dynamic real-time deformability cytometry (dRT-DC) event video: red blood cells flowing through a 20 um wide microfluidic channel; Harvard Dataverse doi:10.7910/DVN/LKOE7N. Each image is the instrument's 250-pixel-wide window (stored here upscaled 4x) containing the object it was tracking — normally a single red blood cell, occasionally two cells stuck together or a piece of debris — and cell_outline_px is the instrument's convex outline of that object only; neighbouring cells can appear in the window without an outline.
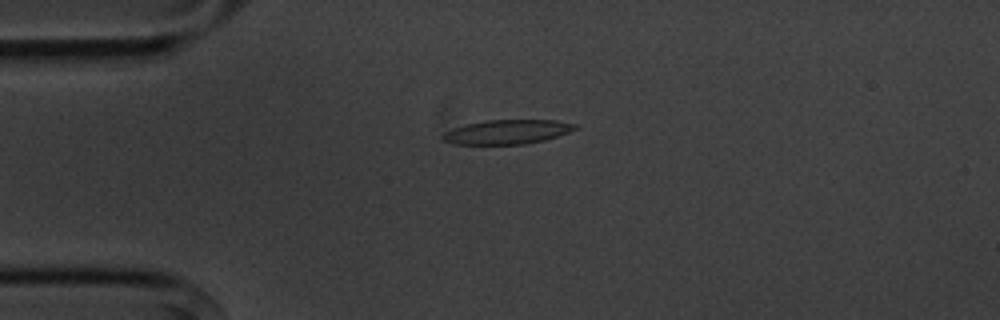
{"species": "common noctule bat (a hibernating species)", "species_latin": "Nyctalus noctula", "temperature_condition": "cold", "stored_images_in_passage": 11, "camera_frame_rate_fps": 3000, "um_per_image_px": 0.085, "animal": {"sex": "male", "body_mass_g": 20.1, "forearm_length_mm": 53.5}, "frame": {"image": 1, "passage_image": 2, "time_ms": 2.0, "image_size_px": [1000, 320], "cell_outline_px": [[580, 128], [544, 140], [524, 144], [452, 144], [440, 140], [440, 136], [444, 132], [452, 128], [468, 124], [488, 120], [556, 120], [576, 124]], "centroid_in_image_um": [43.07, 11.21], "position_along_channel_um": 41.9, "area_um2": 18.79}}
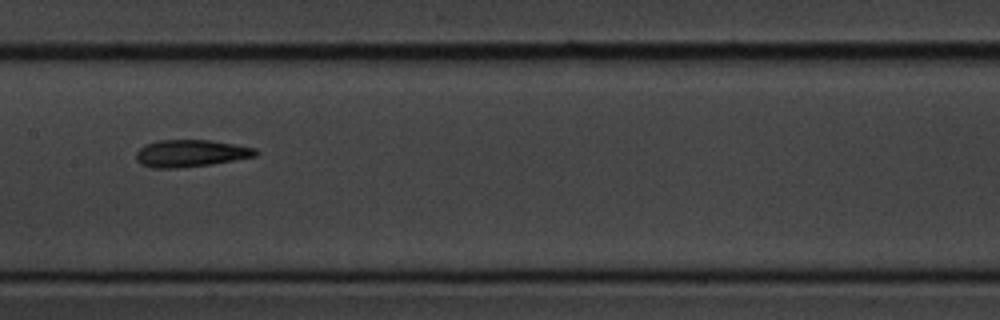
{"frame": {"image": 2, "passage_image": 6, "time_ms": 6.667, "image_size_px": [1000, 320], "cell_outline_px": [[260, 152], [256, 156], [208, 164], [180, 168], [152, 168], [140, 164], [136, 160], [136, 152], [144, 144], [160, 140], [208, 140], [256, 148]], "centroid_in_image_um": [16.16, 13.03], "position_along_channel_um": 191.2, "area_um2": 18.79}}
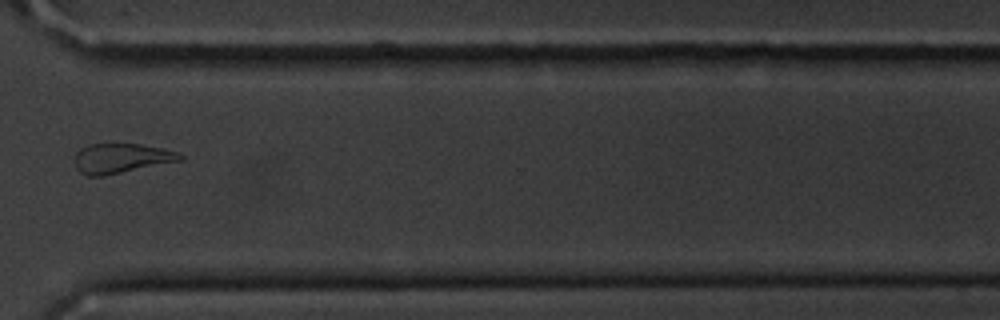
{"frame": {"image": 3, "passage_image": 10, "time_ms": 11.333, "image_size_px": [1000, 320], "cell_outline_px": [[184, 160], [104, 176], [88, 176], [80, 172], [76, 168], [76, 152], [80, 148], [88, 144], [140, 144], [160, 148], [176, 152], [184, 156]], "centroid_in_image_um": [10.3, 13.46], "position_along_channel_um": 360.3, "area_um2": 18.21}, "authors_computed_cell_mechanics": {"area_um2": 18.785, "velocity_mm_per_s": 3.63, "shape_relaxation_time_tau1_ms": 8.6682, "shape_relaxation_time_tau2_ms": 4.6713, "deformation_change_tau1": 0.2087, "deformation_change_tau2": 0.1372}}